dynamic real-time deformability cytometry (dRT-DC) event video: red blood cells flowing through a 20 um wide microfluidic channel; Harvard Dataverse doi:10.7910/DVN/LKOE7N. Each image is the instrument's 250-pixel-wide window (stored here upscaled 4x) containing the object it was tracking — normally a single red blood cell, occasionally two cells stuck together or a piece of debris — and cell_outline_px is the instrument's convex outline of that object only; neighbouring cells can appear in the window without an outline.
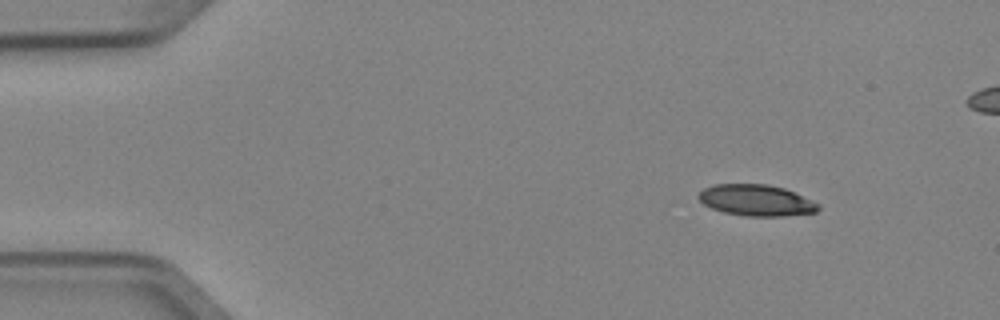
{"species": "Egyptian fruit bat (a non-hibernating species)", "species_latin": "Rousettus aegyptiacus", "temperature_condition": "cold", "stored_images_in_passage": 5, "camera_frame_rate_fps": 3000, "um_per_image_px": 0.085, "animal": {"sex": "female"}, "frame": {"image": 1, "passage_image": 1, "time_ms": 0.0, "image_size_px": [1000, 320], "cell_outline_px": [[820, 208], [816, 212], [784, 216], [744, 216], [724, 212], [712, 208], [704, 204], [696, 196], [704, 188], [712, 184], [768, 184], [784, 188], [812, 200], [820, 204]], "centroid_in_image_um": [64.28, 17.02], "position_along_channel_um": 20.7, "area_um2": 21.85}}
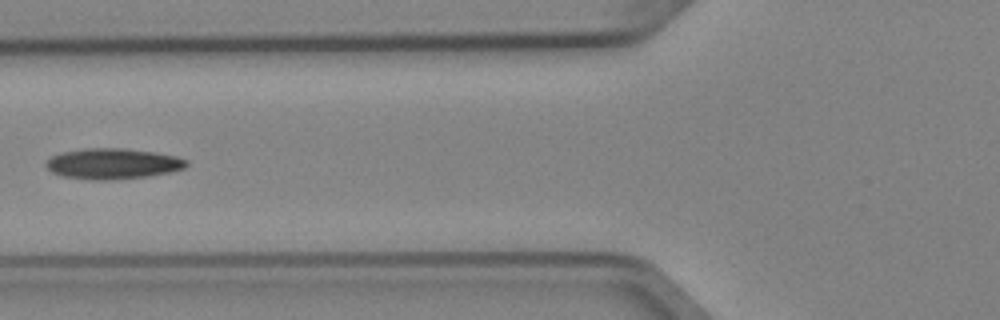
{"frame": {"image": 2, "passage_image": 5, "time_ms": 1.333, "image_size_px": [1000, 320], "cell_outline_px": [[188, 164], [184, 168], [168, 172], [144, 176], [104, 180], [92, 180], [64, 176], [52, 172], [44, 164], [52, 156], [60, 152], [84, 148], [120, 148], [152, 152], [176, 156], [188, 160]], "centroid_in_image_um": [9.55, 13.9], "position_along_channel_um": 116.2, "area_um2": 24.74}}